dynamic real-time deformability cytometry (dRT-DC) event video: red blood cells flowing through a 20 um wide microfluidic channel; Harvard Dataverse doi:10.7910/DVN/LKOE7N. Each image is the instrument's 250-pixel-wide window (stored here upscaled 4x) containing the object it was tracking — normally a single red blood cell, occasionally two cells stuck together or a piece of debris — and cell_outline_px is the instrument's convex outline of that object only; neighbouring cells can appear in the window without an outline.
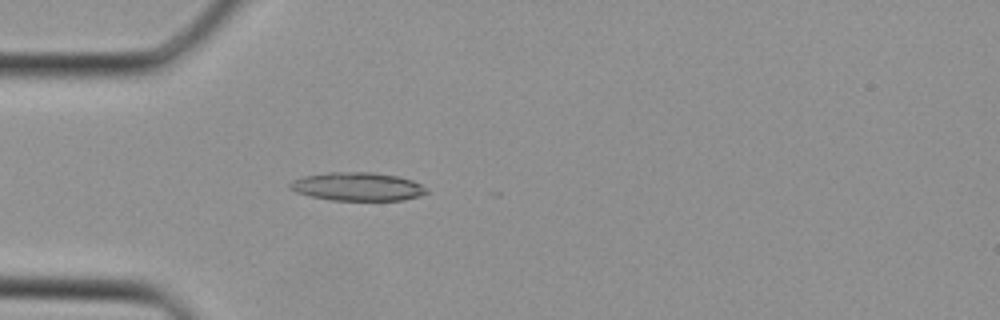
{"species": "Egyptian fruit bat (a non-hibernating species)", "species_latin": "Rousettus aegyptiacus", "temperature_condition": "cold", "stored_images_in_passage": 7, "camera_frame_rate_fps": 3000, "um_per_image_px": 0.085, "animal": {"sex": "female"}, "frame": {"image": 1, "passage_image": 4, "time_ms": 1.0, "image_size_px": [1000, 320], "cell_outline_px": [[428, 192], [420, 196], [404, 200], [332, 200], [312, 196], [296, 192], [288, 188], [288, 184], [292, 180], [304, 176], [328, 172], [372, 172], [396, 176], [412, 180], [420, 184]], "centroid_in_image_um": [30.36, 15.86], "position_along_channel_um": 54.6, "area_um2": 22.48}}